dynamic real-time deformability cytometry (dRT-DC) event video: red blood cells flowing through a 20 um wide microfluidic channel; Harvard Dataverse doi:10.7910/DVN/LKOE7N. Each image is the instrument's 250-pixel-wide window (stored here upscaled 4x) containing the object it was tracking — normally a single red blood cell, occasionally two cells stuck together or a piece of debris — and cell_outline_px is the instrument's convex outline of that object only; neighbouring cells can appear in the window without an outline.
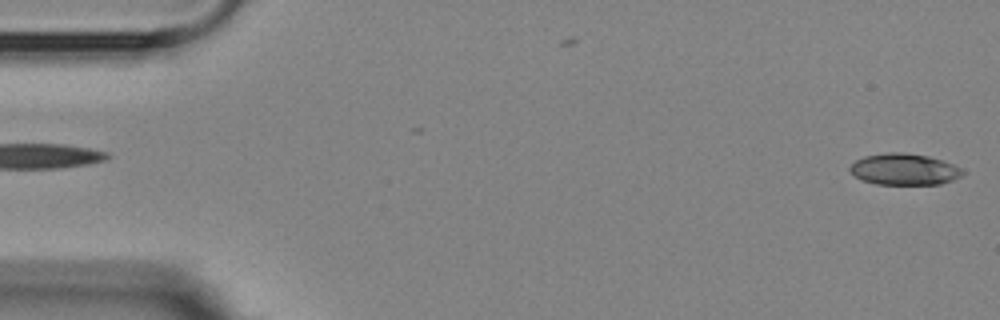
{"species": "Egyptian fruit bat (a non-hibernating species)", "species_latin": "Rousettus aegyptiacus", "temperature_condition": "room temperature", "stored_images_in_passage": 5, "segment_of_instrument_passage": [2, 2], "camera_frame_rate_fps": 3000, "um_per_image_px": 0.085, "animal": {"sex": "female"}, "frame": {"image": 1, "passage_image": 5, "time_ms": 5.667, "image_size_px": [1000, 320], "cell_outline_px": [[968, 172], [952, 180], [940, 184], [876, 184], [864, 180], [856, 176], [848, 168], [856, 160], [864, 156], [884, 152], [904, 152], [928, 156], [964, 168]], "centroid_in_image_um": [76.89, 14.38], "position_along_channel_um": 8.1, "area_um2": 20.63}}